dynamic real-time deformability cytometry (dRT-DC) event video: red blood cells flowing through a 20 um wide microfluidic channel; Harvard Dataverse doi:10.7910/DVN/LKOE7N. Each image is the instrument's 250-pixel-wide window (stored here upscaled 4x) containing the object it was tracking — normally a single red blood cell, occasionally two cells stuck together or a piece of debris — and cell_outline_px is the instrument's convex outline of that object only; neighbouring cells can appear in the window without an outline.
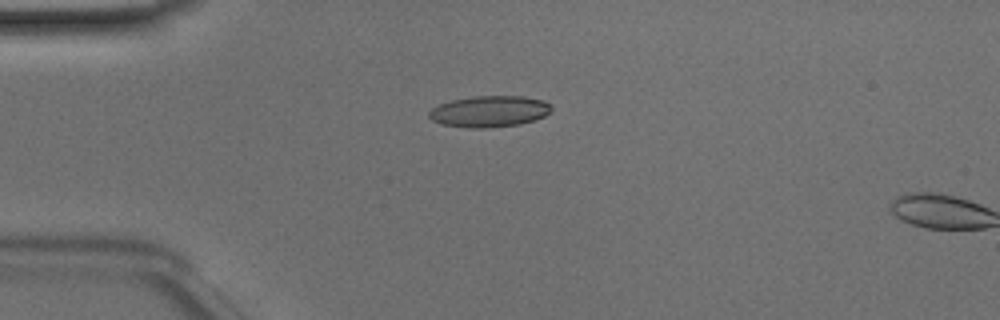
{"species": "Egyptian fruit bat (a non-hibernating species)", "species_latin": "Rousettus aegyptiacus", "temperature_condition": "room temperature", "stored_images_in_passage": 15, "camera_frame_rate_fps": 3000, "um_per_image_px": 0.085, "animal": {"sex": "male"}, "frame": {"image": 1, "passage_image": 13, "time_ms": 4.0, "image_size_px": [1000, 320], "cell_outline_px": [[552, 108], [544, 116], [536, 120], [520, 124], [484, 128], [468, 128], [440, 124], [432, 120], [428, 116], [428, 112], [432, 108], [440, 104], [452, 100], [472, 96], [524, 96], [544, 100], [552, 104]], "centroid_in_image_um": [41.6, 9.47], "position_along_channel_um": 43.4, "area_um2": 22.48}}